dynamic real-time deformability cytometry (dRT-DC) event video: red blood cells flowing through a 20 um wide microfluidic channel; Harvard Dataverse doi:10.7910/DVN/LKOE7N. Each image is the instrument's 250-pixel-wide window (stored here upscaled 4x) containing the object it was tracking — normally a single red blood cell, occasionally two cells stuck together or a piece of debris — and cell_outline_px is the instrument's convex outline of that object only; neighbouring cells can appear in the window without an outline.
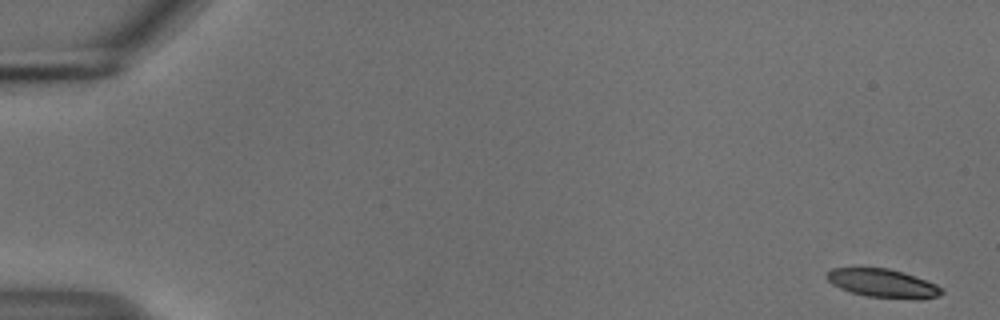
{"species": "common noctule bat (a hibernating species)", "species_latin": "Nyctalus noctula", "temperature_condition": "cold", "stored_images_in_passage": 54, "camera_frame_rate_fps": 3000, "um_per_image_px": 0.085, "animal": {"sex": "male", "body_mass_g": 18.8}, "frame": {"image": 1, "passage_image": 1, "time_ms": 0.0, "image_size_px": [1000, 320], "cell_outline_px": [[944, 292], [940, 296], [920, 300], [916, 300], [868, 296], [852, 292], [840, 288], [832, 284], [824, 276], [832, 268], [888, 268], [904, 272], [936, 284], [944, 288]], "centroid_in_image_um": [75.1, 24.09], "position_along_channel_um": 9.9, "area_um2": 19.25}}
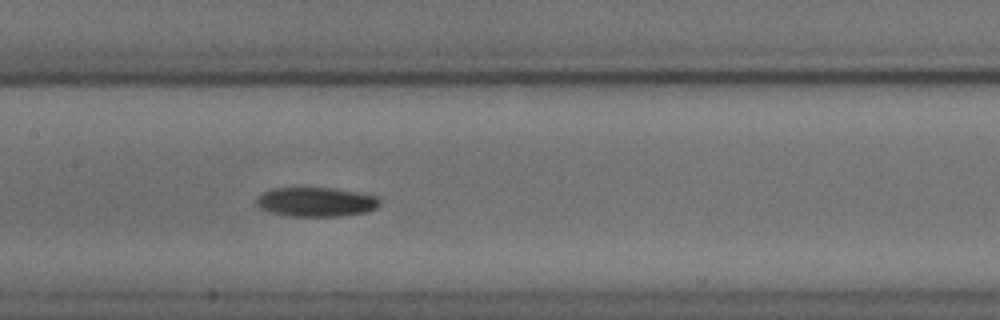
{"frame": {"image": 2, "passage_image": 27, "time_ms": 8.667, "image_size_px": [1000, 320], "cell_outline_px": [[380, 204], [376, 208], [368, 212], [340, 216], [288, 216], [268, 212], [260, 208], [256, 204], [256, 200], [264, 192], [272, 188], [332, 188], [356, 192], [376, 196], [380, 200]], "centroid_in_image_um": [26.86, 17.17], "position_along_channel_um": 180.5, "area_um2": 21.04}}
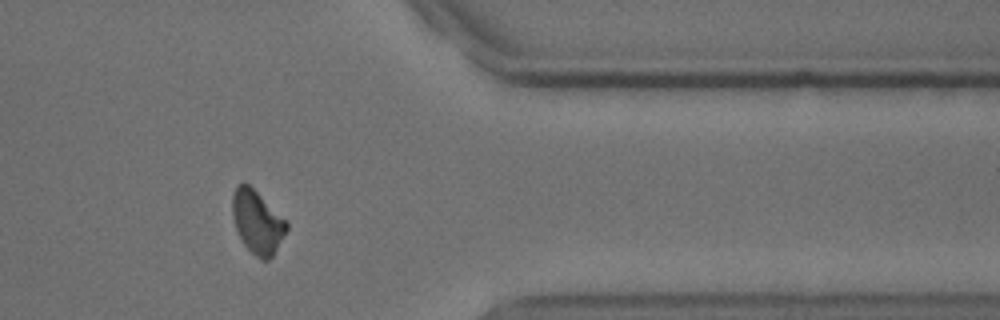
{"frame": {"image": 3, "passage_image": 45, "time_ms": 14.667, "image_size_px": [1000, 320], "cell_outline_px": [[288, 228], [272, 256], [268, 260], [260, 260], [244, 244], [236, 228], [232, 216], [232, 192], [236, 184], [244, 180], [288, 220]], "centroid_in_image_um": [21.86, 18.81], "position_along_channel_um": 389.5, "area_um2": 20.11}, "authors_computed_cell_mechanics": {"area_um2": 20.1144, "velocity_mm_per_s": 3.7135, "shape_relaxation_time_tau1_ms": 3.8481, "shape_relaxation_time_tau2_ms": null, "deformation_change_tau1": 0.1344, "deformation_change_tau2": null}}